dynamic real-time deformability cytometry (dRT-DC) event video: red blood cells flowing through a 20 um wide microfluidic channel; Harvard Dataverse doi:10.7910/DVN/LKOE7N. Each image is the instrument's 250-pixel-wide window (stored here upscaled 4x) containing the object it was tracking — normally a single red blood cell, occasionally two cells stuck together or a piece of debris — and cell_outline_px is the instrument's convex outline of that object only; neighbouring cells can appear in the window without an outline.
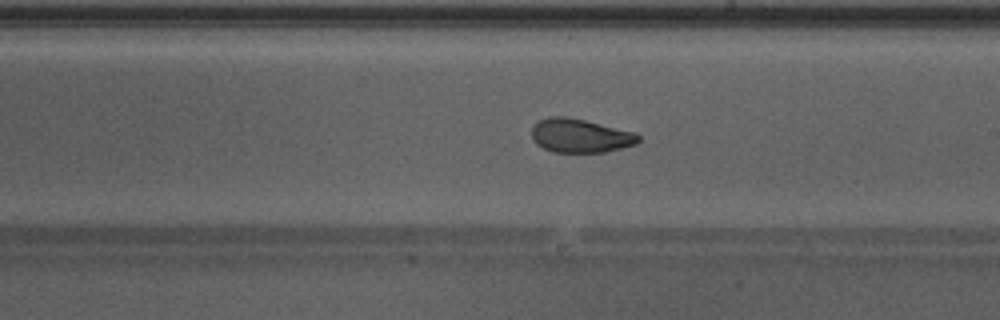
{"species": "Egyptian fruit bat (a non-hibernating species)", "species_latin": "Rousettus aegyptiacus", "temperature_condition": "warm", "stored_images_in_passage": 48, "camera_frame_rate_fps": 3000, "um_per_image_px": 0.085, "animal": {"sex": "male"}, "frame": {"image": 1, "passage_image": 28, "time_ms": 9.0, "image_size_px": [1000, 320], "cell_outline_px": [[640, 140], [636, 144], [604, 152], [552, 152], [536, 144], [532, 140], [532, 124], [548, 116], [564, 116], [584, 120], [636, 132], [640, 136]], "centroid_in_image_um": [49.3, 11.53], "position_along_channel_um": 239.7, "area_um2": 21.1}, "authors_computed_cell_mechanics": {"area_um2": 23.0333, "velocity_mm_per_s": 4.275, "shape_relaxation_time_tau1_ms": 6.7232, "shape_relaxation_time_tau2_ms": 1.1956, "deformation_change_tau1": 0.1725, "deformation_change_tau2": 0.0595}}